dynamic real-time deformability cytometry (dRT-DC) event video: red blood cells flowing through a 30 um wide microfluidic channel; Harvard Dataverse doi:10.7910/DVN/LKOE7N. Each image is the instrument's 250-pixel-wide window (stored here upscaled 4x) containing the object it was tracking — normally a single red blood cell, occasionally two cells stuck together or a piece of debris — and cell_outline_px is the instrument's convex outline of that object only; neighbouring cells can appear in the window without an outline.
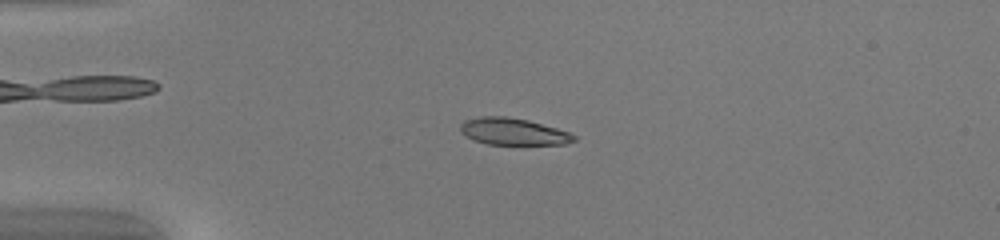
{"species": "common noctule bat (a hibernating species)", "species_latin": "Nyctalus noctula", "temperature_condition": "warm", "stored_images_in_passage": 50, "camera_frame_rate_fps": 3000, "um_per_image_px": 0.085, "animal": {"sex": "female", "body_mass_g": 20.0, "forearm_length_mm": 54.0}, "frame": {"image": 1, "passage_image": 13, "time_ms": 4.0, "image_size_px": [1000, 240], "cell_outline_px": [[576, 140], [564, 144], [488, 144], [476, 140], [460, 132], [460, 124], [464, 120], [480, 116], [504, 116], [528, 120], [556, 128], [568, 132], [576, 136]], "centroid_in_image_um": [43.61, 11.17], "position_along_channel_um": 41.4, "area_um2": 17.57}}
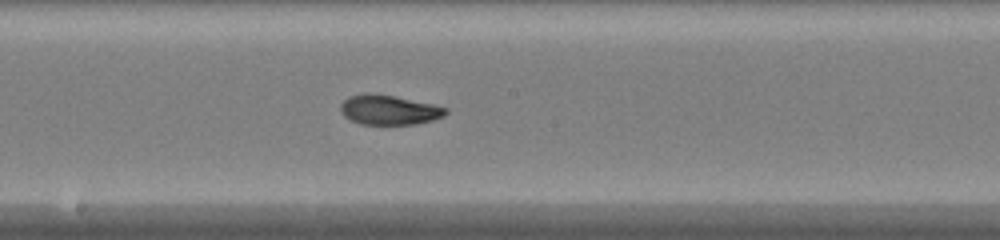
{"frame": {"image": 2, "passage_image": 28, "time_ms": 9.0, "image_size_px": [1000, 240], "cell_outline_px": [[448, 112], [444, 116], [432, 120], [416, 124], [360, 124], [344, 116], [340, 112], [340, 104], [348, 96], [364, 92], [372, 92], [432, 104], [448, 108]], "centroid_in_image_um": [33.03, 9.33], "position_along_channel_um": 215.2, "area_um2": 18.26}}
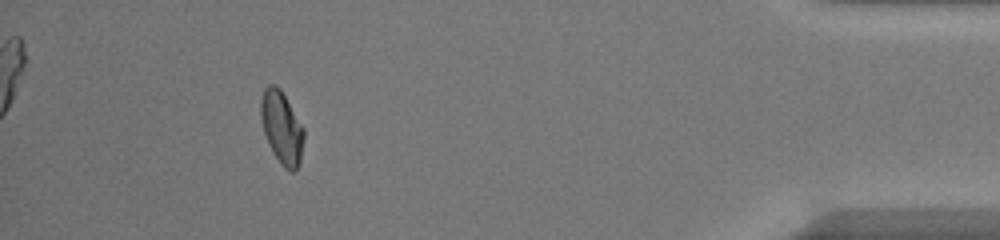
{"frame": {"image": 3, "passage_image": 46, "time_ms": 15.0, "image_size_px": [1000, 240], "cell_outline_px": [[304, 136], [300, 164], [296, 172], [292, 172], [284, 168], [280, 164], [272, 152], [264, 132], [260, 116], [260, 100], [264, 88], [268, 84], [276, 84], [280, 88], [304, 128]], "centroid_in_image_um": [23.94, 10.85], "position_along_channel_um": 411.3, "area_um2": 18.44}, "authors_computed_cell_mechanics": {"area_um2": 18.1781, "velocity_mm_per_s": 4.1736, "shape_relaxation_time_tau1_ms": null, "shape_relaxation_time_tau2_ms": 1.4431, "deformation_change_tau1": null, "deformation_change_tau2": 0.0581}}